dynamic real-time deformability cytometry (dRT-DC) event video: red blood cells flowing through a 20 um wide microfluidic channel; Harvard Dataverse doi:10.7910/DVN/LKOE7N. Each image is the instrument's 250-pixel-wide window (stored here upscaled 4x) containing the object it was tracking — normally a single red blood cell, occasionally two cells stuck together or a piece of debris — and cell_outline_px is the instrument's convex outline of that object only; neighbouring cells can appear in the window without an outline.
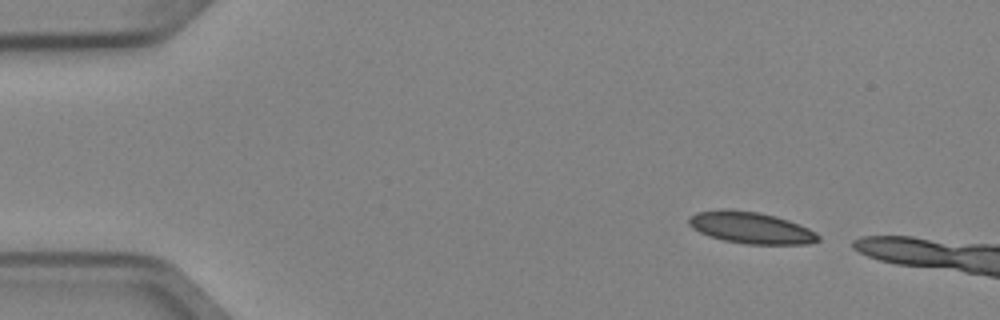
{"species": "Egyptian fruit bat (a non-hibernating species)", "species_latin": "Rousettus aegyptiacus", "temperature_condition": "cold", "stored_images_in_passage": 3, "camera_frame_rate_fps": 3000, "um_per_image_px": 0.085, "animal": {"sex": "female"}, "frame": {"image": 1, "passage_image": 1, "time_ms": 0.0, "image_size_px": [1000, 320], "cell_outline_px": [[820, 240], [808, 244], [744, 244], [724, 240], [708, 236], [692, 228], [688, 224], [688, 216], [696, 212], [720, 208], [756, 212], [776, 216], [800, 224], [816, 232], [820, 236]], "centroid_in_image_um": [63.8, 19.35], "position_along_channel_um": 21.2, "area_um2": 24.04}}